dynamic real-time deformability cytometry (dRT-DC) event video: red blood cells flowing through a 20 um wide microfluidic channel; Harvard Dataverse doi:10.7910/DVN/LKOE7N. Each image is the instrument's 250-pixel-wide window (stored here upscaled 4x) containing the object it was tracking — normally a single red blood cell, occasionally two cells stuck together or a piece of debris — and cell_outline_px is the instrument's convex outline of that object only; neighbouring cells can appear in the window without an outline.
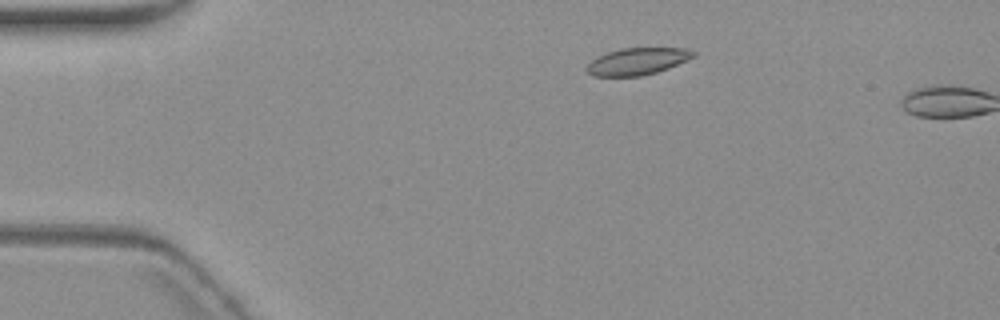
{"species": "common noctule bat (a hibernating species)", "species_latin": "Nyctalus noctula", "temperature_condition": "warm", "stored_images_in_passage": 4, "camera_frame_rate_fps": 3000, "um_per_image_px": 0.085, "animal": {"sex": "female", "body_mass_g": 19.3, "forearm_length_mm": 54.1}, "frame": {"image": 1, "passage_image": 3, "time_ms": 2.333, "image_size_px": [1000, 320], "cell_outline_px": [[696, 56], [688, 60], [668, 68], [656, 72], [640, 76], [592, 76], [584, 68], [596, 56], [620, 48], [688, 48], [696, 52]], "centroid_in_image_um": [54.18, 5.21], "position_along_channel_um": 30.8, "area_um2": 16.88}}